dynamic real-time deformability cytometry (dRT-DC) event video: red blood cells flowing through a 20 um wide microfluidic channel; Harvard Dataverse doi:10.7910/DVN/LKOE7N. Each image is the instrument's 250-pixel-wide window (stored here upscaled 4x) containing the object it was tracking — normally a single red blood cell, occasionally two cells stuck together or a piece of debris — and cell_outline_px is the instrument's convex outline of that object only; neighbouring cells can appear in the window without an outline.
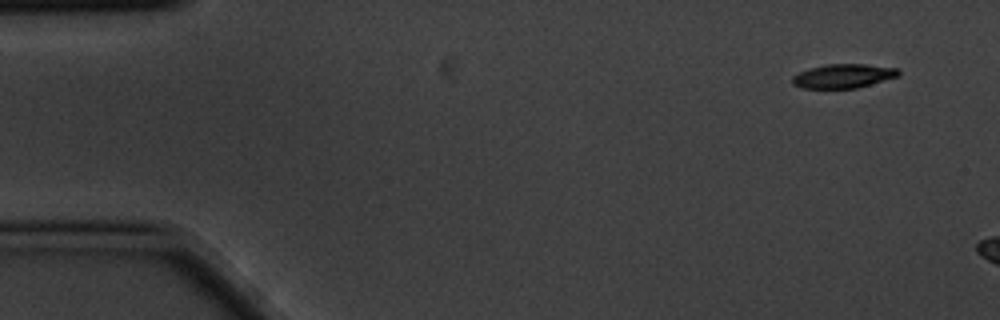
{"species": "common noctule bat (a hibernating species)", "species_latin": "Nyctalus noctula", "temperature_condition": "cold", "stored_images_in_passage": 3, "camera_frame_rate_fps": 3000, "um_per_image_px": 0.085, "animal": {"sex": "male", "body_mass_g": 20.1, "forearm_length_mm": 53.5}, "frame": {"image": 1, "passage_image": 1, "time_ms": 0.0, "image_size_px": [1000, 320], "cell_outline_px": [[900, 76], [856, 88], [804, 88], [792, 84], [792, 76], [808, 68], [828, 64], [864, 64], [900, 68]], "centroid_in_image_um": [71.71, 6.45], "position_along_channel_um": 13.3, "area_um2": 14.91}}